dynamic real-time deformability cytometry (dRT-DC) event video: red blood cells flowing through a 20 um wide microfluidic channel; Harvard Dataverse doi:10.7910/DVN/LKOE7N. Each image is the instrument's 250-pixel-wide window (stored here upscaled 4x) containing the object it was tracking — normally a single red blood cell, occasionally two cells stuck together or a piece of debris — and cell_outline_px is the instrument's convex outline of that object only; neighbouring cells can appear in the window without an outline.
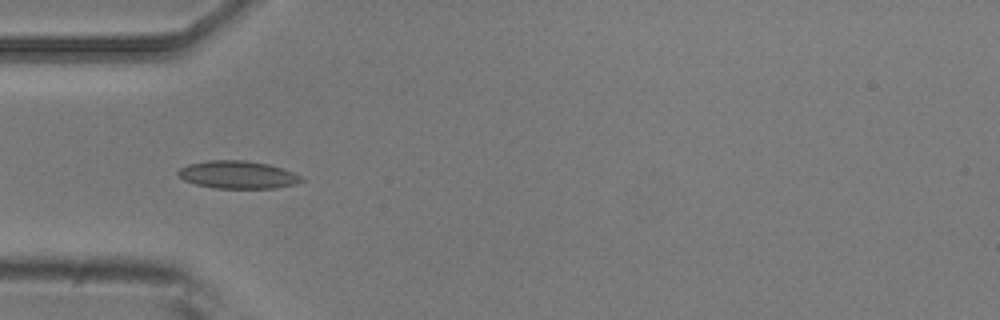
{"species": "common noctule bat (a hibernating species)", "species_latin": "Nyctalus noctula", "temperature_condition": "room temperature", "stored_images_in_passage": 16, "camera_frame_rate_fps": 3000, "um_per_image_px": 0.085, "animal": {"sex": "male", "body_mass_g": 20.5, "forearm_length_mm": 52.5}, "frame": {"image": 1, "passage_image": 1, "time_ms": 0.0, "image_size_px": [1000, 320], "cell_outline_px": [[304, 180], [296, 184], [276, 188], [216, 188], [196, 184], [184, 180], [176, 172], [180, 168], [188, 164], [208, 160], [244, 160], [268, 164], [284, 168], [300, 176]], "centroid_in_image_um": [20.21, 14.85], "position_along_channel_um": 64.8, "area_um2": 19.88}}
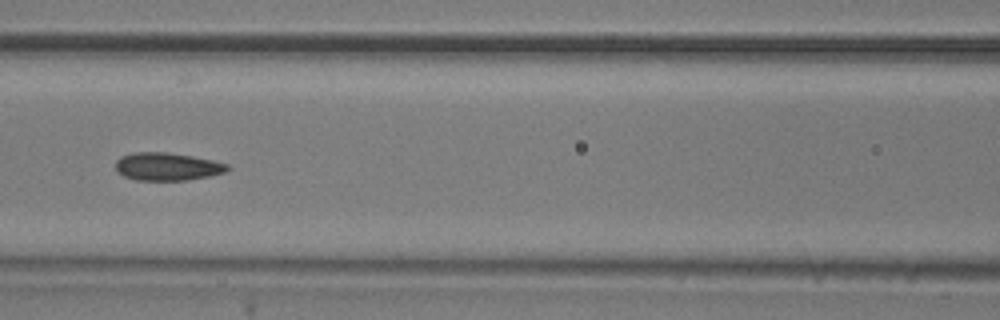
{"frame": {"image": 2, "passage_image": 8, "time_ms": 2.333, "image_size_px": [1000, 320], "cell_outline_px": [[232, 168], [224, 172], [212, 176], [188, 180], [136, 180], [124, 176], [116, 168], [116, 160], [120, 156], [136, 152], [164, 152], [192, 156], [212, 160], [228, 164]], "centroid_in_image_um": [14.25, 14.16], "position_along_channel_um": 152.4, "area_um2": 18.15}}
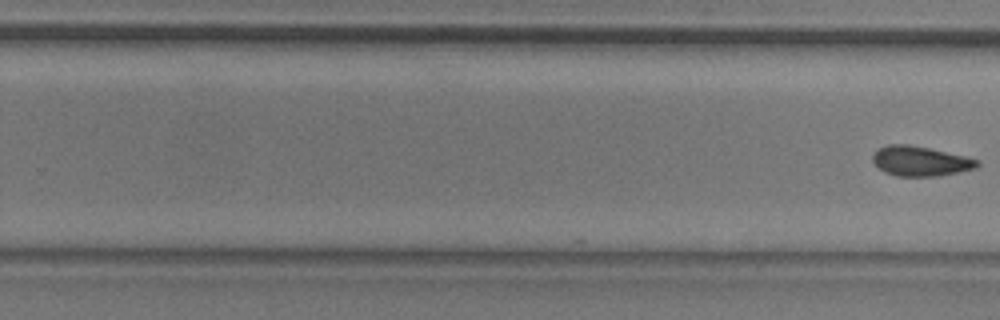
{"frame": {"image": 3, "passage_image": 16, "time_ms": 5.0, "image_size_px": [1000, 320], "cell_outline_px": [[980, 164], [976, 168], [940, 176], [896, 176], [884, 172], [872, 160], [872, 156], [880, 148], [888, 144], [908, 144], [968, 156], [980, 160]], "centroid_in_image_um": [78.28, 13.7], "position_along_channel_um": 251.5, "area_um2": 18.21}}